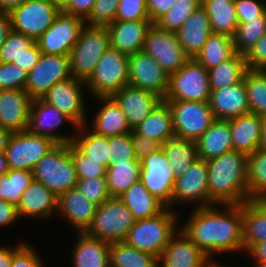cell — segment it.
Masks as SVG:
<instances>
[{
  "mask_svg": "<svg viewBox=\"0 0 266 267\" xmlns=\"http://www.w3.org/2000/svg\"><path fill=\"white\" fill-rule=\"evenodd\" d=\"M196 207L181 231L211 259L214 253L244 250L242 204ZM218 208V209H217Z\"/></svg>",
  "mask_w": 266,
  "mask_h": 267,
  "instance_id": "cell-1",
  "label": "cell"
},
{
  "mask_svg": "<svg viewBox=\"0 0 266 267\" xmlns=\"http://www.w3.org/2000/svg\"><path fill=\"white\" fill-rule=\"evenodd\" d=\"M209 206L241 205L247 190V155L231 150L207 161Z\"/></svg>",
  "mask_w": 266,
  "mask_h": 267,
  "instance_id": "cell-2",
  "label": "cell"
},
{
  "mask_svg": "<svg viewBox=\"0 0 266 267\" xmlns=\"http://www.w3.org/2000/svg\"><path fill=\"white\" fill-rule=\"evenodd\" d=\"M175 212L166 207L153 217L135 220L124 242L159 258L170 238L177 232Z\"/></svg>",
  "mask_w": 266,
  "mask_h": 267,
  "instance_id": "cell-3",
  "label": "cell"
},
{
  "mask_svg": "<svg viewBox=\"0 0 266 267\" xmlns=\"http://www.w3.org/2000/svg\"><path fill=\"white\" fill-rule=\"evenodd\" d=\"M34 179L56 196L76 187L77 174L70 153V143H57L35 165Z\"/></svg>",
  "mask_w": 266,
  "mask_h": 267,
  "instance_id": "cell-4",
  "label": "cell"
},
{
  "mask_svg": "<svg viewBox=\"0 0 266 267\" xmlns=\"http://www.w3.org/2000/svg\"><path fill=\"white\" fill-rule=\"evenodd\" d=\"M110 46V32L107 27L85 25L69 55L71 76L86 82Z\"/></svg>",
  "mask_w": 266,
  "mask_h": 267,
  "instance_id": "cell-5",
  "label": "cell"
},
{
  "mask_svg": "<svg viewBox=\"0 0 266 267\" xmlns=\"http://www.w3.org/2000/svg\"><path fill=\"white\" fill-rule=\"evenodd\" d=\"M135 219L119 199L111 197L98 205L91 225L84 232L86 235L109 243L124 241Z\"/></svg>",
  "mask_w": 266,
  "mask_h": 267,
  "instance_id": "cell-6",
  "label": "cell"
},
{
  "mask_svg": "<svg viewBox=\"0 0 266 267\" xmlns=\"http://www.w3.org/2000/svg\"><path fill=\"white\" fill-rule=\"evenodd\" d=\"M129 55L111 46L99 59L92 76L85 82L94 97H111L128 85Z\"/></svg>",
  "mask_w": 266,
  "mask_h": 267,
  "instance_id": "cell-7",
  "label": "cell"
},
{
  "mask_svg": "<svg viewBox=\"0 0 266 267\" xmlns=\"http://www.w3.org/2000/svg\"><path fill=\"white\" fill-rule=\"evenodd\" d=\"M210 93L208 70L190 58L179 70L169 74L163 101L208 102Z\"/></svg>",
  "mask_w": 266,
  "mask_h": 267,
  "instance_id": "cell-8",
  "label": "cell"
},
{
  "mask_svg": "<svg viewBox=\"0 0 266 267\" xmlns=\"http://www.w3.org/2000/svg\"><path fill=\"white\" fill-rule=\"evenodd\" d=\"M60 11L61 6L54 0H25L9 13L12 30L37 40Z\"/></svg>",
  "mask_w": 266,
  "mask_h": 267,
  "instance_id": "cell-9",
  "label": "cell"
},
{
  "mask_svg": "<svg viewBox=\"0 0 266 267\" xmlns=\"http://www.w3.org/2000/svg\"><path fill=\"white\" fill-rule=\"evenodd\" d=\"M165 102L172 111L175 137L197 141L216 120L208 102Z\"/></svg>",
  "mask_w": 266,
  "mask_h": 267,
  "instance_id": "cell-10",
  "label": "cell"
},
{
  "mask_svg": "<svg viewBox=\"0 0 266 267\" xmlns=\"http://www.w3.org/2000/svg\"><path fill=\"white\" fill-rule=\"evenodd\" d=\"M85 25L80 17L61 10L51 26L35 42L41 53L69 56Z\"/></svg>",
  "mask_w": 266,
  "mask_h": 267,
  "instance_id": "cell-11",
  "label": "cell"
},
{
  "mask_svg": "<svg viewBox=\"0 0 266 267\" xmlns=\"http://www.w3.org/2000/svg\"><path fill=\"white\" fill-rule=\"evenodd\" d=\"M56 144L28 130L12 133L5 151L8 168L33 171L36 163Z\"/></svg>",
  "mask_w": 266,
  "mask_h": 267,
  "instance_id": "cell-12",
  "label": "cell"
},
{
  "mask_svg": "<svg viewBox=\"0 0 266 267\" xmlns=\"http://www.w3.org/2000/svg\"><path fill=\"white\" fill-rule=\"evenodd\" d=\"M71 76L70 57L42 53L37 64L28 72L25 91L33 99H42L57 82Z\"/></svg>",
  "mask_w": 266,
  "mask_h": 267,
  "instance_id": "cell-13",
  "label": "cell"
},
{
  "mask_svg": "<svg viewBox=\"0 0 266 267\" xmlns=\"http://www.w3.org/2000/svg\"><path fill=\"white\" fill-rule=\"evenodd\" d=\"M140 162V181L154 197L168 207L171 204L176 176L162 148L150 153Z\"/></svg>",
  "mask_w": 266,
  "mask_h": 267,
  "instance_id": "cell-14",
  "label": "cell"
},
{
  "mask_svg": "<svg viewBox=\"0 0 266 267\" xmlns=\"http://www.w3.org/2000/svg\"><path fill=\"white\" fill-rule=\"evenodd\" d=\"M142 51L154 58L169 74L179 70L190 59L181 47L176 32L161 30L155 24L147 32Z\"/></svg>",
  "mask_w": 266,
  "mask_h": 267,
  "instance_id": "cell-15",
  "label": "cell"
},
{
  "mask_svg": "<svg viewBox=\"0 0 266 267\" xmlns=\"http://www.w3.org/2000/svg\"><path fill=\"white\" fill-rule=\"evenodd\" d=\"M197 202L196 207H209L208 193V163L197 158L194 163L182 174L176 177L173 186L171 204H184V202Z\"/></svg>",
  "mask_w": 266,
  "mask_h": 267,
  "instance_id": "cell-16",
  "label": "cell"
},
{
  "mask_svg": "<svg viewBox=\"0 0 266 267\" xmlns=\"http://www.w3.org/2000/svg\"><path fill=\"white\" fill-rule=\"evenodd\" d=\"M83 87H87L85 82L70 77L54 84L42 100L68 116L77 127L82 126L87 124Z\"/></svg>",
  "mask_w": 266,
  "mask_h": 267,
  "instance_id": "cell-17",
  "label": "cell"
},
{
  "mask_svg": "<svg viewBox=\"0 0 266 267\" xmlns=\"http://www.w3.org/2000/svg\"><path fill=\"white\" fill-rule=\"evenodd\" d=\"M128 84L148 90L164 99L169 84V73L150 55L143 51L136 52L129 56Z\"/></svg>",
  "mask_w": 266,
  "mask_h": 267,
  "instance_id": "cell-18",
  "label": "cell"
},
{
  "mask_svg": "<svg viewBox=\"0 0 266 267\" xmlns=\"http://www.w3.org/2000/svg\"><path fill=\"white\" fill-rule=\"evenodd\" d=\"M64 121L77 128L72 120L64 113H61L55 106L42 99H35L31 103L27 130L33 134L50 138L56 143L69 144L73 141L74 135H60L54 132L58 126L65 123Z\"/></svg>",
  "mask_w": 266,
  "mask_h": 267,
  "instance_id": "cell-19",
  "label": "cell"
},
{
  "mask_svg": "<svg viewBox=\"0 0 266 267\" xmlns=\"http://www.w3.org/2000/svg\"><path fill=\"white\" fill-rule=\"evenodd\" d=\"M123 111L128 125L133 130L163 101L155 93L130 86H124L111 96Z\"/></svg>",
  "mask_w": 266,
  "mask_h": 267,
  "instance_id": "cell-20",
  "label": "cell"
},
{
  "mask_svg": "<svg viewBox=\"0 0 266 267\" xmlns=\"http://www.w3.org/2000/svg\"><path fill=\"white\" fill-rule=\"evenodd\" d=\"M169 240L158 267H207L210 259L180 229Z\"/></svg>",
  "mask_w": 266,
  "mask_h": 267,
  "instance_id": "cell-21",
  "label": "cell"
},
{
  "mask_svg": "<svg viewBox=\"0 0 266 267\" xmlns=\"http://www.w3.org/2000/svg\"><path fill=\"white\" fill-rule=\"evenodd\" d=\"M32 101L25 90H0V126L11 133L26 131Z\"/></svg>",
  "mask_w": 266,
  "mask_h": 267,
  "instance_id": "cell-22",
  "label": "cell"
},
{
  "mask_svg": "<svg viewBox=\"0 0 266 267\" xmlns=\"http://www.w3.org/2000/svg\"><path fill=\"white\" fill-rule=\"evenodd\" d=\"M152 25L150 20H115L107 26L111 47L129 56L142 51L147 32Z\"/></svg>",
  "mask_w": 266,
  "mask_h": 267,
  "instance_id": "cell-23",
  "label": "cell"
},
{
  "mask_svg": "<svg viewBox=\"0 0 266 267\" xmlns=\"http://www.w3.org/2000/svg\"><path fill=\"white\" fill-rule=\"evenodd\" d=\"M208 103L218 120H229L249 113L244 80L225 89L211 91Z\"/></svg>",
  "mask_w": 266,
  "mask_h": 267,
  "instance_id": "cell-24",
  "label": "cell"
},
{
  "mask_svg": "<svg viewBox=\"0 0 266 267\" xmlns=\"http://www.w3.org/2000/svg\"><path fill=\"white\" fill-rule=\"evenodd\" d=\"M58 210V196L49 190L43 183L33 179L27 186L17 204L19 218H50Z\"/></svg>",
  "mask_w": 266,
  "mask_h": 267,
  "instance_id": "cell-25",
  "label": "cell"
},
{
  "mask_svg": "<svg viewBox=\"0 0 266 267\" xmlns=\"http://www.w3.org/2000/svg\"><path fill=\"white\" fill-rule=\"evenodd\" d=\"M97 205L89 201L76 187L69 189L58 197V212L64 219L84 233L94 218Z\"/></svg>",
  "mask_w": 266,
  "mask_h": 267,
  "instance_id": "cell-26",
  "label": "cell"
},
{
  "mask_svg": "<svg viewBox=\"0 0 266 267\" xmlns=\"http://www.w3.org/2000/svg\"><path fill=\"white\" fill-rule=\"evenodd\" d=\"M264 117L247 113L229 119L233 150L246 155L260 146Z\"/></svg>",
  "mask_w": 266,
  "mask_h": 267,
  "instance_id": "cell-27",
  "label": "cell"
},
{
  "mask_svg": "<svg viewBox=\"0 0 266 267\" xmlns=\"http://www.w3.org/2000/svg\"><path fill=\"white\" fill-rule=\"evenodd\" d=\"M179 43L190 57L194 58L212 34L209 16L201 6L176 31Z\"/></svg>",
  "mask_w": 266,
  "mask_h": 267,
  "instance_id": "cell-28",
  "label": "cell"
},
{
  "mask_svg": "<svg viewBox=\"0 0 266 267\" xmlns=\"http://www.w3.org/2000/svg\"><path fill=\"white\" fill-rule=\"evenodd\" d=\"M96 98L97 100L99 99L102 105L93 119L91 131L105 137L132 132L123 111L112 97Z\"/></svg>",
  "mask_w": 266,
  "mask_h": 267,
  "instance_id": "cell-29",
  "label": "cell"
},
{
  "mask_svg": "<svg viewBox=\"0 0 266 267\" xmlns=\"http://www.w3.org/2000/svg\"><path fill=\"white\" fill-rule=\"evenodd\" d=\"M198 158L209 161L233 150L229 120L216 119L196 141Z\"/></svg>",
  "mask_w": 266,
  "mask_h": 267,
  "instance_id": "cell-30",
  "label": "cell"
},
{
  "mask_svg": "<svg viewBox=\"0 0 266 267\" xmlns=\"http://www.w3.org/2000/svg\"><path fill=\"white\" fill-rule=\"evenodd\" d=\"M73 250L74 267H109L110 243L78 233Z\"/></svg>",
  "mask_w": 266,
  "mask_h": 267,
  "instance_id": "cell-31",
  "label": "cell"
},
{
  "mask_svg": "<svg viewBox=\"0 0 266 267\" xmlns=\"http://www.w3.org/2000/svg\"><path fill=\"white\" fill-rule=\"evenodd\" d=\"M243 246L266 241V200H249L242 204Z\"/></svg>",
  "mask_w": 266,
  "mask_h": 267,
  "instance_id": "cell-32",
  "label": "cell"
},
{
  "mask_svg": "<svg viewBox=\"0 0 266 267\" xmlns=\"http://www.w3.org/2000/svg\"><path fill=\"white\" fill-rule=\"evenodd\" d=\"M119 199L130 210L135 220L153 217L166 208L161 201L148 191L140 180L121 194Z\"/></svg>",
  "mask_w": 266,
  "mask_h": 267,
  "instance_id": "cell-33",
  "label": "cell"
},
{
  "mask_svg": "<svg viewBox=\"0 0 266 267\" xmlns=\"http://www.w3.org/2000/svg\"><path fill=\"white\" fill-rule=\"evenodd\" d=\"M134 130L160 145L174 137L173 116L167 102L162 101Z\"/></svg>",
  "mask_w": 266,
  "mask_h": 267,
  "instance_id": "cell-34",
  "label": "cell"
},
{
  "mask_svg": "<svg viewBox=\"0 0 266 267\" xmlns=\"http://www.w3.org/2000/svg\"><path fill=\"white\" fill-rule=\"evenodd\" d=\"M201 6L209 16L212 33L234 36L239 24L234 0H202Z\"/></svg>",
  "mask_w": 266,
  "mask_h": 267,
  "instance_id": "cell-35",
  "label": "cell"
},
{
  "mask_svg": "<svg viewBox=\"0 0 266 267\" xmlns=\"http://www.w3.org/2000/svg\"><path fill=\"white\" fill-rule=\"evenodd\" d=\"M140 161H113L107 168V187L111 197H119L140 180Z\"/></svg>",
  "mask_w": 266,
  "mask_h": 267,
  "instance_id": "cell-36",
  "label": "cell"
},
{
  "mask_svg": "<svg viewBox=\"0 0 266 267\" xmlns=\"http://www.w3.org/2000/svg\"><path fill=\"white\" fill-rule=\"evenodd\" d=\"M247 70L245 55L235 53L230 59L208 70L210 91L239 83Z\"/></svg>",
  "mask_w": 266,
  "mask_h": 267,
  "instance_id": "cell-37",
  "label": "cell"
},
{
  "mask_svg": "<svg viewBox=\"0 0 266 267\" xmlns=\"http://www.w3.org/2000/svg\"><path fill=\"white\" fill-rule=\"evenodd\" d=\"M176 177L182 175L198 158L196 141L172 137L161 145Z\"/></svg>",
  "mask_w": 266,
  "mask_h": 267,
  "instance_id": "cell-38",
  "label": "cell"
},
{
  "mask_svg": "<svg viewBox=\"0 0 266 267\" xmlns=\"http://www.w3.org/2000/svg\"><path fill=\"white\" fill-rule=\"evenodd\" d=\"M235 53L233 37L212 33L194 58L209 70L230 59Z\"/></svg>",
  "mask_w": 266,
  "mask_h": 267,
  "instance_id": "cell-39",
  "label": "cell"
},
{
  "mask_svg": "<svg viewBox=\"0 0 266 267\" xmlns=\"http://www.w3.org/2000/svg\"><path fill=\"white\" fill-rule=\"evenodd\" d=\"M86 126L87 125L85 124L76 128V131L79 132L77 134L79 135L74 136L72 143L82 153L91 158V160L100 162L102 166L108 168L110 165V147L108 144V137L95 134ZM87 129L90 132H88Z\"/></svg>",
  "mask_w": 266,
  "mask_h": 267,
  "instance_id": "cell-40",
  "label": "cell"
},
{
  "mask_svg": "<svg viewBox=\"0 0 266 267\" xmlns=\"http://www.w3.org/2000/svg\"><path fill=\"white\" fill-rule=\"evenodd\" d=\"M158 264L157 257L124 241L110 243L109 267H158Z\"/></svg>",
  "mask_w": 266,
  "mask_h": 267,
  "instance_id": "cell-41",
  "label": "cell"
},
{
  "mask_svg": "<svg viewBox=\"0 0 266 267\" xmlns=\"http://www.w3.org/2000/svg\"><path fill=\"white\" fill-rule=\"evenodd\" d=\"M247 190L251 200H266V151L247 155Z\"/></svg>",
  "mask_w": 266,
  "mask_h": 267,
  "instance_id": "cell-42",
  "label": "cell"
},
{
  "mask_svg": "<svg viewBox=\"0 0 266 267\" xmlns=\"http://www.w3.org/2000/svg\"><path fill=\"white\" fill-rule=\"evenodd\" d=\"M244 85L248 97L249 113L266 117V71L247 69Z\"/></svg>",
  "mask_w": 266,
  "mask_h": 267,
  "instance_id": "cell-43",
  "label": "cell"
},
{
  "mask_svg": "<svg viewBox=\"0 0 266 267\" xmlns=\"http://www.w3.org/2000/svg\"><path fill=\"white\" fill-rule=\"evenodd\" d=\"M33 179V171L9 169L6 174L0 176V199L17 206Z\"/></svg>",
  "mask_w": 266,
  "mask_h": 267,
  "instance_id": "cell-44",
  "label": "cell"
},
{
  "mask_svg": "<svg viewBox=\"0 0 266 267\" xmlns=\"http://www.w3.org/2000/svg\"><path fill=\"white\" fill-rule=\"evenodd\" d=\"M266 33V12L258 19L239 22L233 36L235 52L246 55L254 44Z\"/></svg>",
  "mask_w": 266,
  "mask_h": 267,
  "instance_id": "cell-45",
  "label": "cell"
},
{
  "mask_svg": "<svg viewBox=\"0 0 266 267\" xmlns=\"http://www.w3.org/2000/svg\"><path fill=\"white\" fill-rule=\"evenodd\" d=\"M201 3L202 0H176L155 25L161 30L176 32Z\"/></svg>",
  "mask_w": 266,
  "mask_h": 267,
  "instance_id": "cell-46",
  "label": "cell"
},
{
  "mask_svg": "<svg viewBox=\"0 0 266 267\" xmlns=\"http://www.w3.org/2000/svg\"><path fill=\"white\" fill-rule=\"evenodd\" d=\"M34 43L33 38L12 30L0 47V62L12 63L19 60Z\"/></svg>",
  "mask_w": 266,
  "mask_h": 267,
  "instance_id": "cell-47",
  "label": "cell"
},
{
  "mask_svg": "<svg viewBox=\"0 0 266 267\" xmlns=\"http://www.w3.org/2000/svg\"><path fill=\"white\" fill-rule=\"evenodd\" d=\"M70 153L78 179L106 177L107 168L102 166L100 162L91 160V158L82 153L72 142H70Z\"/></svg>",
  "mask_w": 266,
  "mask_h": 267,
  "instance_id": "cell-48",
  "label": "cell"
},
{
  "mask_svg": "<svg viewBox=\"0 0 266 267\" xmlns=\"http://www.w3.org/2000/svg\"><path fill=\"white\" fill-rule=\"evenodd\" d=\"M76 188L97 206L110 199L106 177L78 179Z\"/></svg>",
  "mask_w": 266,
  "mask_h": 267,
  "instance_id": "cell-49",
  "label": "cell"
},
{
  "mask_svg": "<svg viewBox=\"0 0 266 267\" xmlns=\"http://www.w3.org/2000/svg\"><path fill=\"white\" fill-rule=\"evenodd\" d=\"M120 0H96L89 17L85 20L88 26L107 27L115 21Z\"/></svg>",
  "mask_w": 266,
  "mask_h": 267,
  "instance_id": "cell-50",
  "label": "cell"
},
{
  "mask_svg": "<svg viewBox=\"0 0 266 267\" xmlns=\"http://www.w3.org/2000/svg\"><path fill=\"white\" fill-rule=\"evenodd\" d=\"M28 72L13 63L0 62V90H25Z\"/></svg>",
  "mask_w": 266,
  "mask_h": 267,
  "instance_id": "cell-51",
  "label": "cell"
},
{
  "mask_svg": "<svg viewBox=\"0 0 266 267\" xmlns=\"http://www.w3.org/2000/svg\"><path fill=\"white\" fill-rule=\"evenodd\" d=\"M110 164L113 161H140L137 159L131 133L108 137Z\"/></svg>",
  "mask_w": 266,
  "mask_h": 267,
  "instance_id": "cell-52",
  "label": "cell"
},
{
  "mask_svg": "<svg viewBox=\"0 0 266 267\" xmlns=\"http://www.w3.org/2000/svg\"><path fill=\"white\" fill-rule=\"evenodd\" d=\"M115 20H150L146 10V0H120Z\"/></svg>",
  "mask_w": 266,
  "mask_h": 267,
  "instance_id": "cell-53",
  "label": "cell"
},
{
  "mask_svg": "<svg viewBox=\"0 0 266 267\" xmlns=\"http://www.w3.org/2000/svg\"><path fill=\"white\" fill-rule=\"evenodd\" d=\"M238 22L258 19L266 12V3L257 0H234Z\"/></svg>",
  "mask_w": 266,
  "mask_h": 267,
  "instance_id": "cell-54",
  "label": "cell"
},
{
  "mask_svg": "<svg viewBox=\"0 0 266 267\" xmlns=\"http://www.w3.org/2000/svg\"><path fill=\"white\" fill-rule=\"evenodd\" d=\"M247 69L266 71V33L245 55Z\"/></svg>",
  "mask_w": 266,
  "mask_h": 267,
  "instance_id": "cell-55",
  "label": "cell"
},
{
  "mask_svg": "<svg viewBox=\"0 0 266 267\" xmlns=\"http://www.w3.org/2000/svg\"><path fill=\"white\" fill-rule=\"evenodd\" d=\"M33 247L24 243L12 256L11 267H43L39 254Z\"/></svg>",
  "mask_w": 266,
  "mask_h": 267,
  "instance_id": "cell-56",
  "label": "cell"
},
{
  "mask_svg": "<svg viewBox=\"0 0 266 267\" xmlns=\"http://www.w3.org/2000/svg\"><path fill=\"white\" fill-rule=\"evenodd\" d=\"M131 139L133 142L134 152L138 160H142L150 153H153L161 148L159 143L138 134L134 129L131 132Z\"/></svg>",
  "mask_w": 266,
  "mask_h": 267,
  "instance_id": "cell-57",
  "label": "cell"
},
{
  "mask_svg": "<svg viewBox=\"0 0 266 267\" xmlns=\"http://www.w3.org/2000/svg\"><path fill=\"white\" fill-rule=\"evenodd\" d=\"M95 2L96 0H66L61 6V10L85 21L89 17Z\"/></svg>",
  "mask_w": 266,
  "mask_h": 267,
  "instance_id": "cell-58",
  "label": "cell"
},
{
  "mask_svg": "<svg viewBox=\"0 0 266 267\" xmlns=\"http://www.w3.org/2000/svg\"><path fill=\"white\" fill-rule=\"evenodd\" d=\"M176 0H146V10L150 21L155 24Z\"/></svg>",
  "mask_w": 266,
  "mask_h": 267,
  "instance_id": "cell-59",
  "label": "cell"
},
{
  "mask_svg": "<svg viewBox=\"0 0 266 267\" xmlns=\"http://www.w3.org/2000/svg\"><path fill=\"white\" fill-rule=\"evenodd\" d=\"M41 54L42 53L35 42L25 51V54L19 60L13 61L12 63L29 72L37 64Z\"/></svg>",
  "mask_w": 266,
  "mask_h": 267,
  "instance_id": "cell-60",
  "label": "cell"
},
{
  "mask_svg": "<svg viewBox=\"0 0 266 267\" xmlns=\"http://www.w3.org/2000/svg\"><path fill=\"white\" fill-rule=\"evenodd\" d=\"M18 218L17 206L7 200L0 199V227L8 226Z\"/></svg>",
  "mask_w": 266,
  "mask_h": 267,
  "instance_id": "cell-61",
  "label": "cell"
},
{
  "mask_svg": "<svg viewBox=\"0 0 266 267\" xmlns=\"http://www.w3.org/2000/svg\"><path fill=\"white\" fill-rule=\"evenodd\" d=\"M245 252L255 260V267H266V241L253 243Z\"/></svg>",
  "mask_w": 266,
  "mask_h": 267,
  "instance_id": "cell-62",
  "label": "cell"
},
{
  "mask_svg": "<svg viewBox=\"0 0 266 267\" xmlns=\"http://www.w3.org/2000/svg\"><path fill=\"white\" fill-rule=\"evenodd\" d=\"M12 32V23L10 14L0 12V47L6 41L7 36Z\"/></svg>",
  "mask_w": 266,
  "mask_h": 267,
  "instance_id": "cell-63",
  "label": "cell"
},
{
  "mask_svg": "<svg viewBox=\"0 0 266 267\" xmlns=\"http://www.w3.org/2000/svg\"><path fill=\"white\" fill-rule=\"evenodd\" d=\"M24 244L21 242L16 247L0 246V267H11L13 254Z\"/></svg>",
  "mask_w": 266,
  "mask_h": 267,
  "instance_id": "cell-64",
  "label": "cell"
},
{
  "mask_svg": "<svg viewBox=\"0 0 266 267\" xmlns=\"http://www.w3.org/2000/svg\"><path fill=\"white\" fill-rule=\"evenodd\" d=\"M25 0H0V12L10 13L19 7Z\"/></svg>",
  "mask_w": 266,
  "mask_h": 267,
  "instance_id": "cell-65",
  "label": "cell"
},
{
  "mask_svg": "<svg viewBox=\"0 0 266 267\" xmlns=\"http://www.w3.org/2000/svg\"><path fill=\"white\" fill-rule=\"evenodd\" d=\"M11 132L0 126V153H5Z\"/></svg>",
  "mask_w": 266,
  "mask_h": 267,
  "instance_id": "cell-66",
  "label": "cell"
},
{
  "mask_svg": "<svg viewBox=\"0 0 266 267\" xmlns=\"http://www.w3.org/2000/svg\"><path fill=\"white\" fill-rule=\"evenodd\" d=\"M7 157L5 153H0V176L8 172Z\"/></svg>",
  "mask_w": 266,
  "mask_h": 267,
  "instance_id": "cell-67",
  "label": "cell"
},
{
  "mask_svg": "<svg viewBox=\"0 0 266 267\" xmlns=\"http://www.w3.org/2000/svg\"><path fill=\"white\" fill-rule=\"evenodd\" d=\"M259 149L266 151V117L264 118L263 126H262V136Z\"/></svg>",
  "mask_w": 266,
  "mask_h": 267,
  "instance_id": "cell-68",
  "label": "cell"
},
{
  "mask_svg": "<svg viewBox=\"0 0 266 267\" xmlns=\"http://www.w3.org/2000/svg\"><path fill=\"white\" fill-rule=\"evenodd\" d=\"M207 267H230V266H224L223 264H218L216 262H214L213 260L209 261L208 266ZM232 267V266H231Z\"/></svg>",
  "mask_w": 266,
  "mask_h": 267,
  "instance_id": "cell-69",
  "label": "cell"
},
{
  "mask_svg": "<svg viewBox=\"0 0 266 267\" xmlns=\"http://www.w3.org/2000/svg\"><path fill=\"white\" fill-rule=\"evenodd\" d=\"M56 3H58L60 6H62L63 3H65L66 0H54Z\"/></svg>",
  "mask_w": 266,
  "mask_h": 267,
  "instance_id": "cell-70",
  "label": "cell"
}]
</instances>
